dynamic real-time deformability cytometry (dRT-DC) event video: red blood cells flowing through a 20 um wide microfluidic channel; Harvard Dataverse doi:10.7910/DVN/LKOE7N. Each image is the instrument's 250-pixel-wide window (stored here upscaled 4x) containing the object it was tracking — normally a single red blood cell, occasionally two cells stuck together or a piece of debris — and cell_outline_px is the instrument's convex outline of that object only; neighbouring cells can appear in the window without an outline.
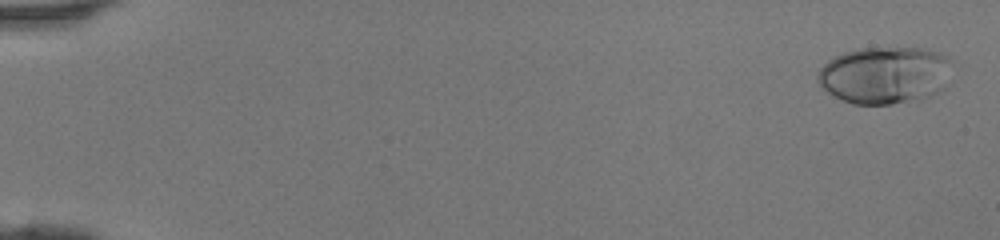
{"species": "human", "species_latin": "Homo sapiens", "temperature_condition": "room temperature", "stored_images_in_passage": 46, "camera_frame_rate_fps": 3000, "um_per_image_px": 0.085, "donor": {"sex": "female"}, "frame": {"image": 1, "passage_image": 1, "time_ms": 0.0, "image_size_px": [1000, 240], "cell_outline_px": [[956, 60], [944, 88], [940, 92], [920, 100], [892, 104], [852, 104], [832, 96], [820, 88], [816, 80], [816, 76], [820, 68], [828, 60], [844, 52], [856, 48], [920, 48], [940, 52]], "centroid_in_image_um": [75.24, 6.39], "position_along_channel_um": 9.8, "area_um2": 45.95}}
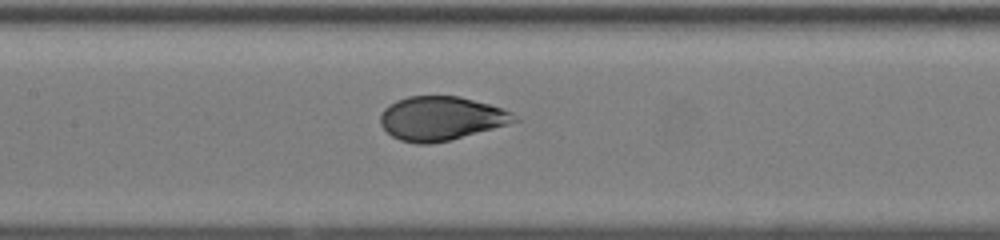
{"frame": {"image": 2, "passage_image": 23, "time_ms": 7.333, "image_size_px": [1000, 240], "cell_outline_px": [[520, 120], [508, 124], [452, 140], [428, 144], [416, 144], [400, 140], [392, 136], [380, 124], [380, 116], [384, 108], [388, 104], [396, 100], [408, 96], [460, 96], [504, 108], [512, 112]], "centroid_in_image_um": [37.49, 10.06], "position_along_channel_um": 169.9, "area_um2": 34.51}}
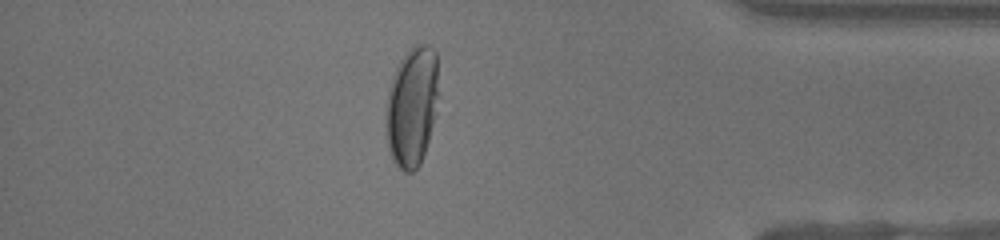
{"frame": {"image": 3, "passage_image": 40, "time_ms": 13.0, "image_size_px": [1000, 240], "cell_outline_px": [[436, 112], [428, 140], [420, 164], [412, 172], [404, 172], [396, 164], [388, 148], [384, 128], [384, 112], [388, 88], [392, 76], [400, 60], [416, 44], [428, 44], [436, 52]], "centroid_in_image_um": [34.96, 9.07], "position_along_channel_um": 400.2, "area_um2": 36.65}}